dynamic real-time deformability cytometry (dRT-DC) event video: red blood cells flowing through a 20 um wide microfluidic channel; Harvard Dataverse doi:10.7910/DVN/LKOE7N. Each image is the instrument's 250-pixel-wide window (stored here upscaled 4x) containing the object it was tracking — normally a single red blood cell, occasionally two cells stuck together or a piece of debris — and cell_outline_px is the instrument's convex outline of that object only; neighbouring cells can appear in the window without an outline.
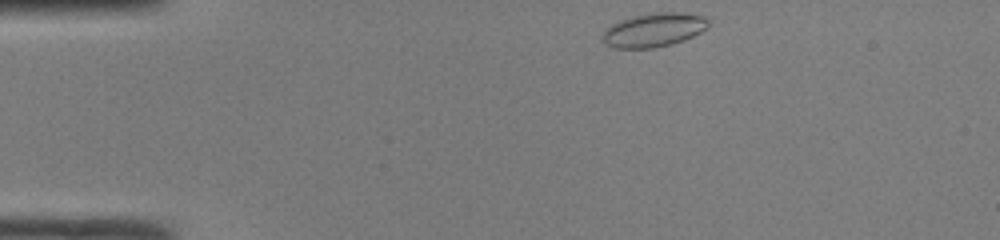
{"species": "common noctule bat (a hibernating species)", "species_latin": "Nyctalus noctula", "temperature_condition": "room temperature", "stored_images_in_passage": 40, "camera_frame_rate_fps": 3000, "um_per_image_px": 0.085, "animal": {"sex": "male", "body_mass_g": 19.0, "forearm_length_mm": 50.8}, "frame": {"image": 1, "passage_image": 1, "time_ms": 0.0, "image_size_px": [1000, 240], "cell_outline_px": [[708, 28], [684, 40], [672, 44], [652, 48], [612, 48], [604, 44], [600, 40], [604, 28], [620, 20], [632, 16], [652, 12], [680, 12], [704, 16], [708, 20]], "centroid_in_image_um": [55.51, 2.55], "position_along_channel_um": 29.5, "area_um2": 21.21}}
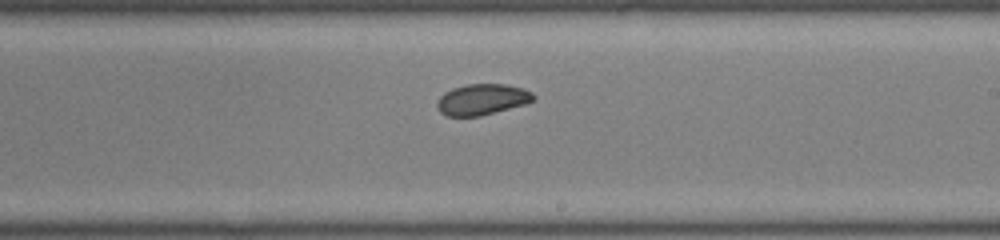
{"frame": {"image": 2, "passage_image": 21, "time_ms": 6.667, "image_size_px": [1000, 240], "cell_outline_px": [[536, 96], [532, 100], [524, 104], [480, 116], [448, 116], [440, 112], [436, 108], [436, 104], [440, 96], [444, 92], [452, 88], [468, 84], [504, 84], [524, 88], [532, 92]], "centroid_in_image_um": [40.95, 8.45], "position_along_channel_um": 248.0, "area_um2": 17.34}}
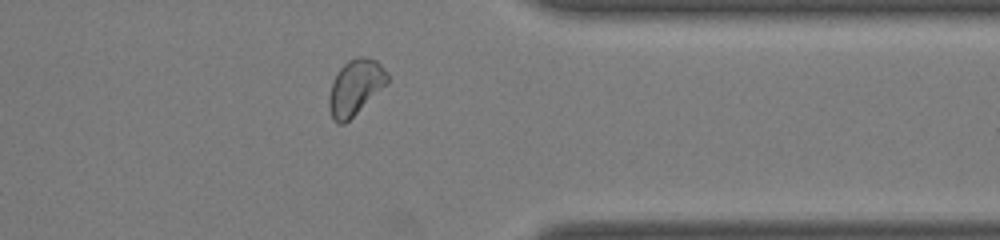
{"frame": {"image": 3, "passage_image": 31, "time_ms": 10.0, "image_size_px": [1000, 240], "cell_outline_px": [[388, 84], [344, 124], [340, 124], [332, 120], [328, 108], [328, 96], [332, 80], [336, 72], [348, 60], [356, 56], [364, 56], [376, 60], [384, 68], [388, 76]], "centroid_in_image_um": [30.18, 7.41], "position_along_channel_um": 381.2, "area_um2": 19.13}, "authors_computed_cell_mechanics": {"area_um2": 18.6116, "velocity_mm_per_s": 4.2022, "shape_relaxation_time_tau1_ms": 9.0376, "shape_relaxation_time_tau2_ms": 1.4294, "deformation_change_tau1": 0.1144, "deformation_change_tau2": 0.0463}}